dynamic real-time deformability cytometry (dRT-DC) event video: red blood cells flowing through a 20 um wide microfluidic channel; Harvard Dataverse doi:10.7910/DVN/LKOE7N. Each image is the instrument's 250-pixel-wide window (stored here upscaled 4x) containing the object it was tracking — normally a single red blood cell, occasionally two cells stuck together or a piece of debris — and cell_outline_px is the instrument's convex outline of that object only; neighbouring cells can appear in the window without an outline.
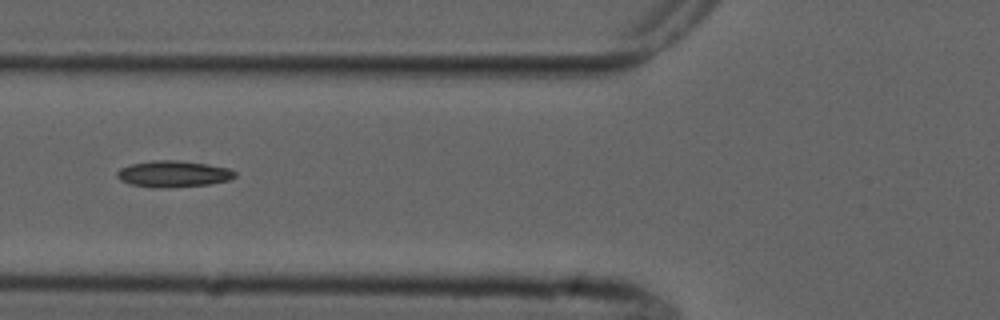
{"species": "common noctule bat (a hibernating species)", "species_latin": "Nyctalus noctula", "temperature_condition": "cold", "stored_images_in_passage": 8, "camera_frame_rate_fps": 3000, "um_per_image_px": 0.085, "animal": {"sex": "male", "forearm_length_mm": 52.5}, "frame": {"image": 1, "passage_image": 5, "time_ms": 5.667, "image_size_px": [1000, 320], "cell_outline_px": [[236, 176], [232, 180], [208, 184], [168, 188], [156, 188], [132, 184], [120, 180], [116, 176], [116, 172], [120, 168], [128, 164], [152, 160], [176, 160], [208, 164], [228, 168], [236, 172]], "centroid_in_image_um": [14.73, 14.78], "position_along_channel_um": 111.1, "area_um2": 18.32}}
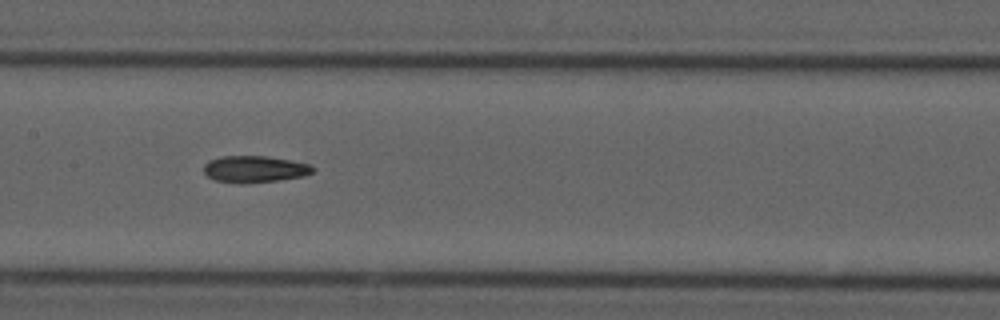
{"frame": {"image": 2, "passage_image": 7, "time_ms": 7.667, "image_size_px": [1000, 320], "cell_outline_px": [[316, 168], [312, 172], [304, 176], [276, 180], [244, 184], [240, 184], [216, 180], [208, 176], [204, 172], [204, 164], [208, 160], [220, 156], [264, 156], [312, 164]], "centroid_in_image_um": [21.63, 14.37], "position_along_channel_um": 185.8, "area_um2": 16.99}}
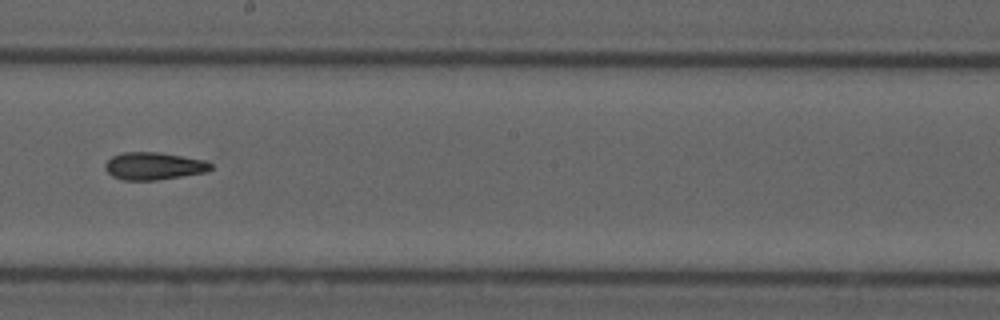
{"frame": {"image": 3, "passage_image": 8, "time_ms": 9.0, "image_size_px": [1000, 320], "cell_outline_px": [[212, 168], [208, 172], [156, 180], [124, 180], [112, 176], [104, 168], [104, 164], [112, 156], [124, 152], [160, 152], [204, 160], [212, 164]], "centroid_in_image_um": [13.07, 14.11], "position_along_channel_um": 235.1, "area_um2": 16.94}}